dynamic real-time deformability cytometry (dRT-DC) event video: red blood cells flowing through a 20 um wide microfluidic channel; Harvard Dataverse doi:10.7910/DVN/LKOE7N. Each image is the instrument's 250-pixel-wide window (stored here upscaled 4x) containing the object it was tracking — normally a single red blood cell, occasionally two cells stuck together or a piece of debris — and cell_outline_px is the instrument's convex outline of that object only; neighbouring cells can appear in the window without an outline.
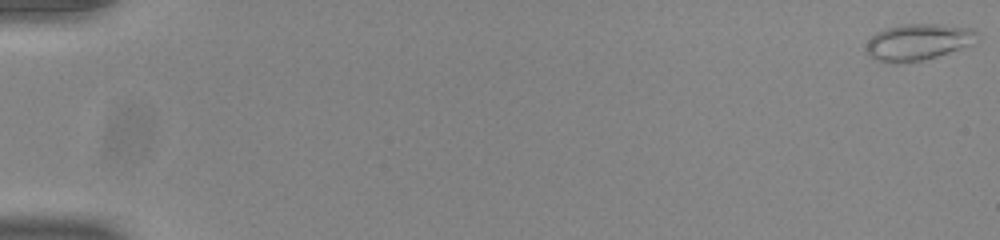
{"species": "common noctule bat (a hibernating species)", "species_latin": "Nyctalus noctula", "temperature_condition": "room temperature", "stored_images_in_passage": 54, "camera_frame_rate_fps": 3000, "um_per_image_px": 0.085, "animal": {"sex": "male", "body_mass_g": 20.0, "forearm_length_mm": 53.3}, "frame": {"image": 1, "passage_image": 1, "time_ms": 0.0, "image_size_px": [1000, 240], "cell_outline_px": [[980, 40], [972, 44], [936, 56], [920, 60], [876, 60], [864, 48], [868, 40], [876, 32], [888, 28], [904, 24], [940, 24], [976, 28]], "centroid_in_image_um": [78.13, 3.51], "position_along_channel_um": 6.9, "area_um2": 22.95}}
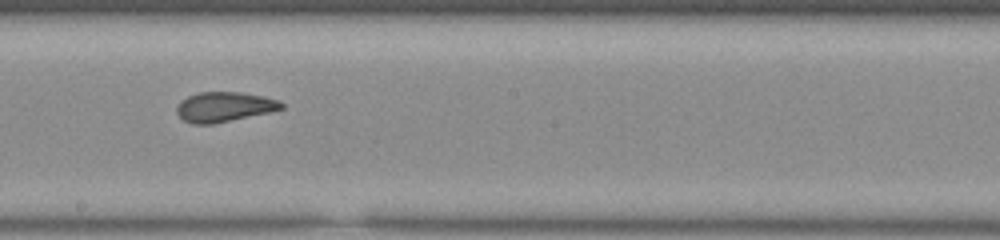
{"frame": {"image": 2, "passage_image": 32, "time_ms": 10.333, "image_size_px": [1000, 240], "cell_outline_px": [[284, 108], [268, 112], [212, 124], [192, 124], [184, 120], [176, 112], [176, 108], [180, 100], [188, 96], [200, 92], [240, 92], [280, 100], [284, 104]], "centroid_in_image_um": [19.03, 9.08], "position_along_channel_um": 229.2, "area_um2": 18.03}}
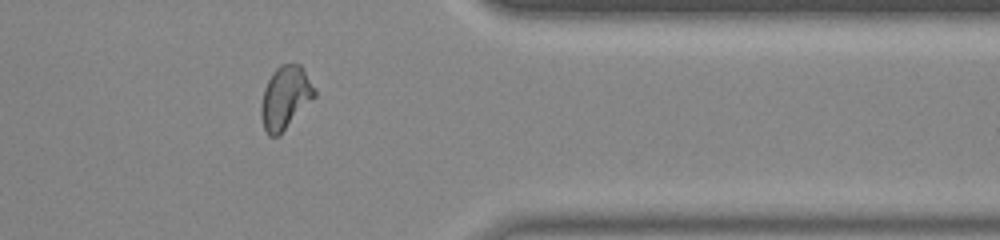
{"frame": {"image": 3, "passage_image": 45, "time_ms": 14.667, "image_size_px": [1000, 240], "cell_outline_px": [[316, 96], [280, 136], [268, 136], [264, 128], [260, 116], [260, 108], [264, 88], [272, 72], [280, 64], [300, 64], [316, 88]], "centroid_in_image_um": [24.25, 8.31], "position_along_channel_um": 387.1, "area_um2": 19.88}, "authors_computed_cell_mechanics": {"area_um2": 19.1896, "velocity_mm_per_s": 3.8878, "shape_relaxation_time_tau1_ms": 4.8381, "shape_relaxation_time_tau2_ms": 1.4253, "deformation_change_tau1": 0.1222, "deformation_change_tau2": 0.07}}